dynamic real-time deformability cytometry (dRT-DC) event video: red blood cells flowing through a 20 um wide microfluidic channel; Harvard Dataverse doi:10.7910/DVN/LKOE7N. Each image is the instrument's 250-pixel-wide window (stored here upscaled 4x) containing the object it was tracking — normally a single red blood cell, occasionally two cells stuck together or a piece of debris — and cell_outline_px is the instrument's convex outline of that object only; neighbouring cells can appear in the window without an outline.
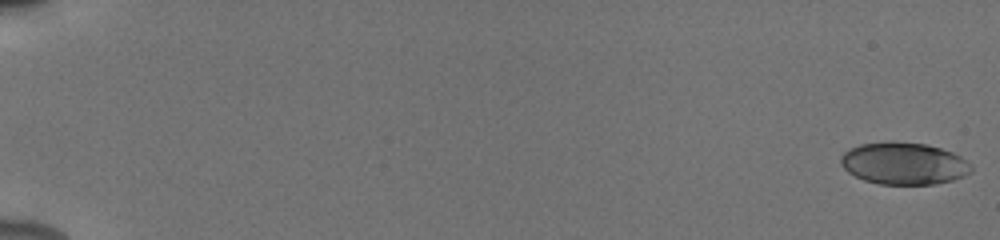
{"species": "human", "species_latin": "Homo sapiens", "temperature_condition": "cold", "stored_images_in_passage": 55, "camera_frame_rate_fps": 3000, "um_per_image_px": 0.085, "donor": {"sex": "male"}, "frame": {"image": 1, "passage_image": 1, "time_ms": 0.0, "image_size_px": [1000, 240], "cell_outline_px": [[972, 172], [964, 176], [952, 180], [936, 184], [880, 184], [864, 180], [848, 172], [840, 164], [840, 156], [848, 148], [860, 144], [888, 140], [892, 140], [924, 144], [940, 148], [952, 152], [960, 156], [972, 168]], "centroid_in_image_um": [76.78, 13.88], "position_along_channel_um": 8.2, "area_um2": 32.19}}
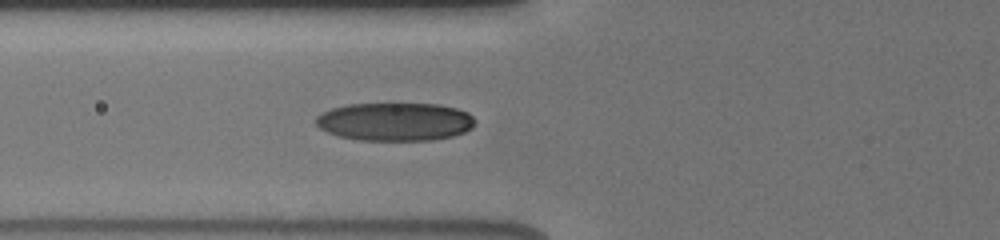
{"frame": {"image": 2, "passage_image": 23, "time_ms": 7.333, "image_size_px": [1000, 240], "cell_outline_px": [[476, 124], [472, 128], [464, 132], [452, 136], [432, 140], [360, 140], [340, 136], [328, 132], [320, 128], [316, 124], [316, 116], [320, 112], [332, 108], [348, 104], [440, 104], [456, 108], [468, 112], [476, 120]], "centroid_in_image_um": [33.59, 10.34], "position_along_channel_um": 92.2, "area_um2": 35.55}}
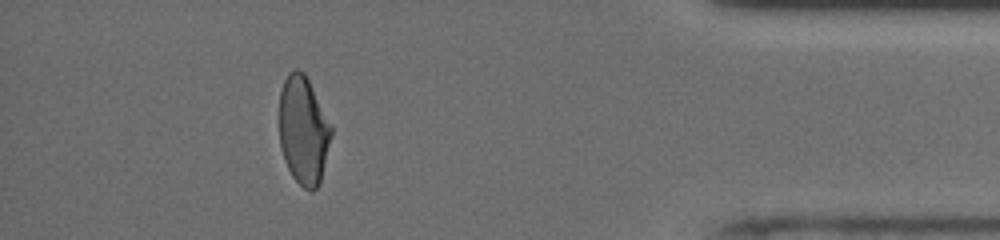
{"frame": {"image": 3, "passage_image": 50, "time_ms": 16.333, "image_size_px": [1000, 240], "cell_outline_px": [[332, 136], [320, 184], [312, 192], [304, 188], [292, 176], [284, 160], [280, 144], [280, 92], [284, 80], [288, 72], [296, 68], [304, 72], [332, 124]], "centroid_in_image_um": [25.81, 11.08], "position_along_channel_um": 409.4, "area_um2": 33.0}, "authors_computed_cell_mechanics": {"area_um2": 33.8708, "velocity_mm_per_s": 3.928, "shape_relaxation_time_tau1_ms": 3.3413, "shape_relaxation_time_tau2_ms": 2.3941, "deformation_change_tau1": 0.1353, "deformation_change_tau2": 0.0623}}